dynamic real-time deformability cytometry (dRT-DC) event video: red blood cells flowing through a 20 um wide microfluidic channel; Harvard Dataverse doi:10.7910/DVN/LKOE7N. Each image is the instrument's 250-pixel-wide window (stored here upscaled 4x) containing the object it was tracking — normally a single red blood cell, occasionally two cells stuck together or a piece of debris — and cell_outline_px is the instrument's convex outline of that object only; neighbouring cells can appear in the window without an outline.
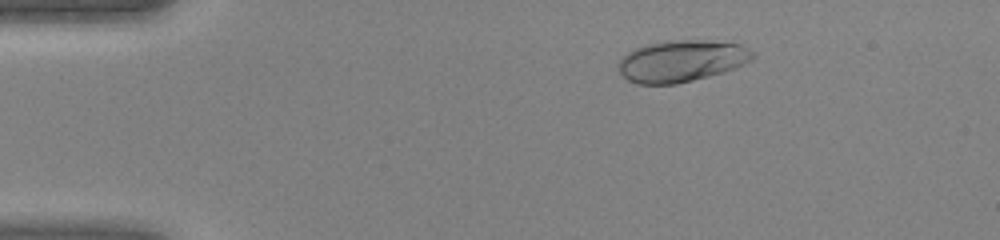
{"species": "human", "species_latin": "Homo sapiens", "temperature_condition": "warm", "stored_images_in_passage": 45, "camera_frame_rate_fps": 3000, "um_per_image_px": 0.085, "donor": {"sex": "female"}, "frame": {"image": 1, "passage_image": 8, "time_ms": 2.333, "image_size_px": [1000, 240], "cell_outline_px": [[756, 56], [752, 60], [744, 64], [708, 76], [676, 84], [636, 84], [628, 80], [620, 72], [616, 64], [628, 52], [644, 44], [668, 40], [704, 40], [740, 44], [748, 48]], "centroid_in_image_um": [57.9, 5.17], "position_along_channel_um": 27.1, "area_um2": 32.48}}
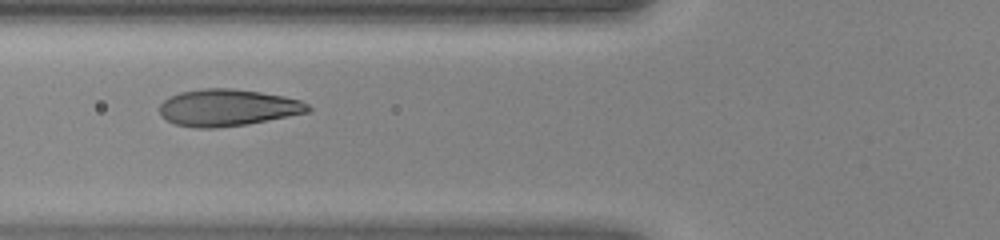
{"frame": {"image": 2, "passage_image": 18, "time_ms": 5.667, "image_size_px": [1000, 240], "cell_outline_px": [[312, 108], [308, 112], [248, 124], [216, 128], [196, 128], [176, 124], [160, 116], [160, 104], [168, 96], [180, 92], [204, 88], [232, 88], [260, 92], [284, 96], [300, 100], [308, 104]], "centroid_in_image_um": [19.34, 9.14], "position_along_channel_um": 106.5, "area_um2": 31.91}}
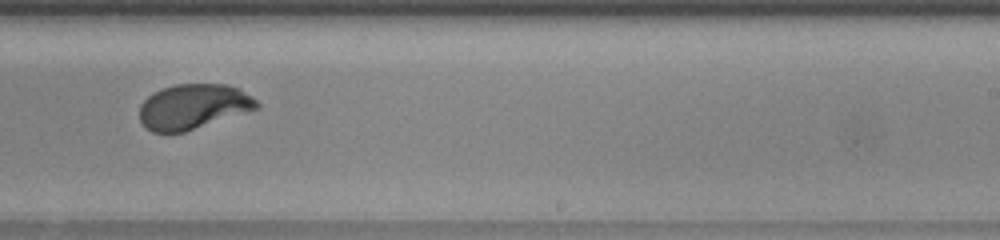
{"frame": {"image": 3, "passage_image": 29, "time_ms": 9.333, "image_size_px": [1000, 240], "cell_outline_px": [[260, 108], [184, 132], [152, 132], [140, 120], [140, 104], [152, 92], [176, 84], [224, 84], [240, 88], [252, 96], [260, 104]], "centroid_in_image_um": [16.45, 9.05], "position_along_channel_um": 272.5, "area_um2": 30.75}}